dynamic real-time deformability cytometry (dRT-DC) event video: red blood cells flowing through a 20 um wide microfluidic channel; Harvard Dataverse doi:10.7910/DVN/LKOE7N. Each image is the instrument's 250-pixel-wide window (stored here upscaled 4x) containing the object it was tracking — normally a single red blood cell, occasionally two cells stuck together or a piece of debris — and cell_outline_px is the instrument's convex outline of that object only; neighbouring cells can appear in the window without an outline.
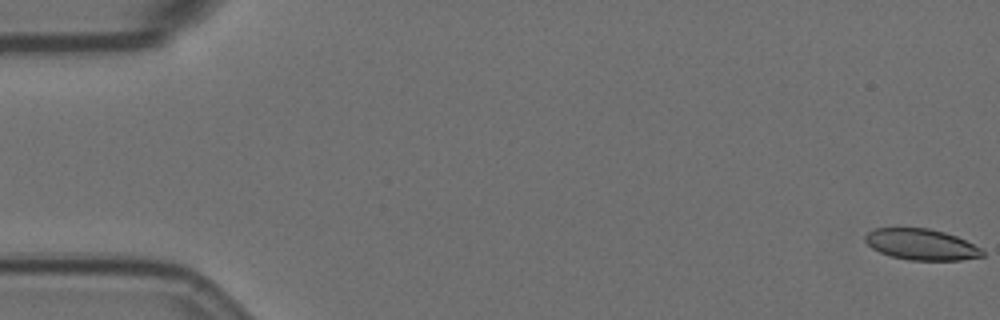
{"species": "Egyptian fruit bat (a non-hibernating species)", "species_latin": "Rousettus aegyptiacus", "temperature_condition": "room temperature", "stored_images_in_passage": 58, "camera_frame_rate_fps": 3000, "um_per_image_px": 0.085, "animal": {"sex": "female"}, "frame": {"image": 1, "passage_image": 1, "time_ms": 0.0, "image_size_px": [1000, 320], "cell_outline_px": [[984, 256], [960, 260], [908, 260], [892, 256], [880, 252], [872, 248], [864, 240], [864, 236], [868, 232], [876, 228], [928, 228], [944, 232], [956, 236], [980, 248], [984, 252]], "centroid_in_image_um": [78.29, 20.78], "position_along_channel_um": 6.7, "area_um2": 21.04}}
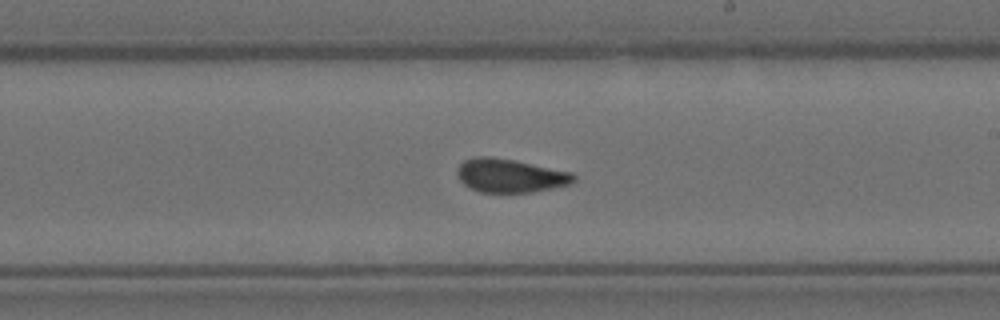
{"frame": {"image": 2, "passage_image": 34, "time_ms": 11.0, "image_size_px": [1000, 320], "cell_outline_px": [[576, 180], [568, 184], [552, 188], [532, 192], [480, 192], [464, 184], [460, 180], [456, 172], [460, 164], [464, 160], [476, 156], [492, 156], [572, 172], [576, 176]], "centroid_in_image_um": [43.35, 14.92], "position_along_channel_um": 245.7, "area_um2": 22.6}}
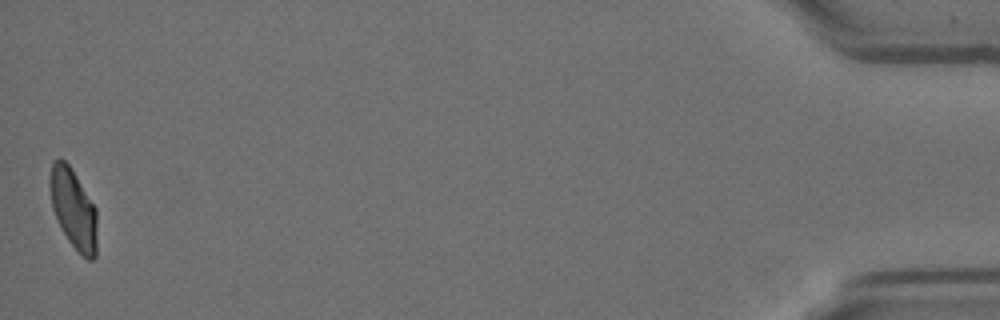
{"frame": {"image": 3, "passage_image": 58, "time_ms": 19.0, "image_size_px": [1000, 320], "cell_outline_px": [[96, 256], [92, 260], [88, 260], [68, 240], [60, 228], [52, 208], [52, 160], [60, 156], [68, 164], [76, 176], [96, 208]], "centroid_in_image_um": [6.26, 17.77], "position_along_channel_um": 428.9, "area_um2": 21.27}, "authors_computed_cell_mechanics": {"area_um2": 22.7732, "velocity_mm_per_s": 3.5017, "shape_relaxation_time_tau1_ms": 4.8381, "shape_relaxation_time_tau2_ms": 1.3492, "deformation_change_tau1": 0.1385, "deformation_change_tau2": 0.0712}}